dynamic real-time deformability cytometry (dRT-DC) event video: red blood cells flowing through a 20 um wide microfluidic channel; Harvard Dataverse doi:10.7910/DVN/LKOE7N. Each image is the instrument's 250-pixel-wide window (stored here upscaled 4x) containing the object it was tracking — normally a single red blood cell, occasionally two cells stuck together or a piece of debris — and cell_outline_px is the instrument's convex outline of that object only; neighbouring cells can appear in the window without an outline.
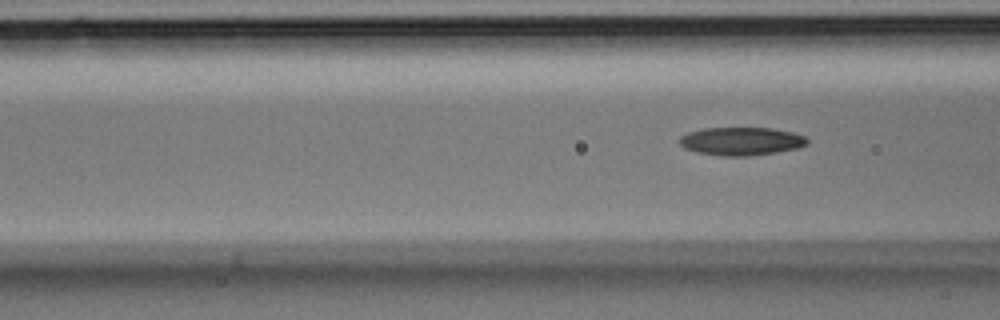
{"species": "Egyptian fruit bat (a non-hibernating species)", "species_latin": "Rousettus aegyptiacus", "temperature_condition": "room temperature", "stored_images_in_passage": 5, "camera_frame_rate_fps": 3000, "um_per_image_px": 0.085, "animal": {"sex": "male"}, "frame": {"image": 1, "passage_image": 5, "time_ms": 1.333, "image_size_px": [1000, 320], "cell_outline_px": [[808, 144], [796, 148], [776, 152], [748, 156], [720, 156], [696, 152], [684, 148], [680, 144], [680, 136], [688, 132], [704, 128], [772, 128], [792, 132], [804, 136], [808, 140]], "centroid_in_image_um": [62.99, 12.0], "position_along_channel_um": 103.6, "area_um2": 20.92}}